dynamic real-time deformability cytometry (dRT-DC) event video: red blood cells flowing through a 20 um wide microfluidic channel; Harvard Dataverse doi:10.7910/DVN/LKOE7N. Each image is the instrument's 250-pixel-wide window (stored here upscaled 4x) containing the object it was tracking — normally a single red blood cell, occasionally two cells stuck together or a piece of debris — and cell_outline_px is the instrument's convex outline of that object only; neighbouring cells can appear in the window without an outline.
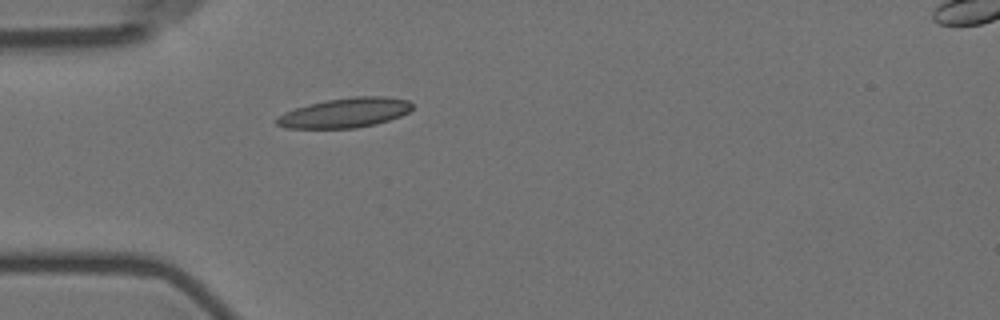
{"species": "Egyptian fruit bat (a non-hibernating species)", "species_latin": "Rousettus aegyptiacus", "temperature_condition": "room temperature", "stored_images_in_passage": 1, "camera_frame_rate_fps": 3000, "um_per_image_px": 0.085, "animal": {"sex": "female"}, "frame": {"image": 1, "passage_image": 1, "time_ms": 0.0, "image_size_px": [1000, 320], "cell_outline_px": [[412, 108], [408, 112], [400, 116], [376, 124], [356, 128], [284, 128], [276, 124], [272, 120], [276, 116], [284, 112], [308, 104], [328, 100], [352, 96], [384, 96], [408, 100], [412, 104]], "centroid_in_image_um": [29.28, 9.59], "position_along_channel_um": 55.7, "area_um2": 23.58}}